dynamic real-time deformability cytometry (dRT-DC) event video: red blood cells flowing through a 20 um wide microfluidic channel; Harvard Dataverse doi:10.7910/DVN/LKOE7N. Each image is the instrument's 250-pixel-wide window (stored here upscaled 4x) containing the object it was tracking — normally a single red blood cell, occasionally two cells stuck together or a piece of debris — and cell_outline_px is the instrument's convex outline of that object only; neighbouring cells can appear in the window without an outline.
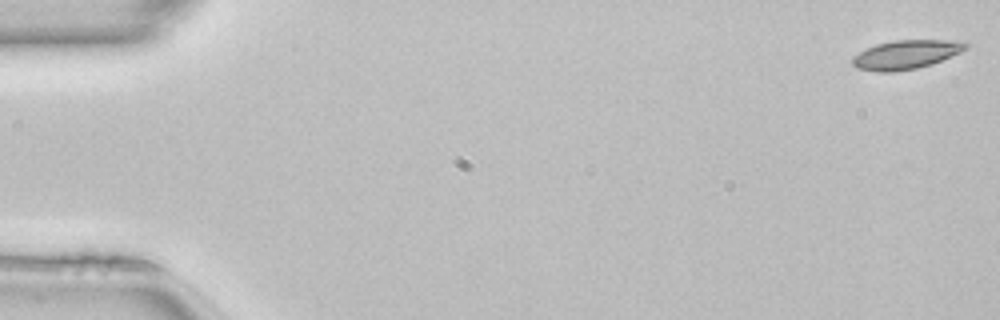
{"species": "common noctule bat (a hibernating species)", "species_latin": "Nyctalus noctula", "temperature_condition": "room temperature", "stored_images_in_passage": 12, "camera_frame_rate_fps": 3000, "um_per_image_px": 0.085, "animal": {"sex": "female", "body_mass_g": 22.7, "forearm_length_mm": 54.2}, "frame": {"image": 1, "passage_image": 1, "time_ms": 0.0, "image_size_px": [1000, 320], "cell_outline_px": [[968, 48], [960, 52], [932, 64], [916, 68], [896, 72], [876, 72], [856, 68], [852, 64], [852, 56], [876, 44], [896, 40], [948, 40], [968, 44]], "centroid_in_image_um": [76.96, 4.65], "position_along_channel_um": 8.0, "area_um2": 18.96}}